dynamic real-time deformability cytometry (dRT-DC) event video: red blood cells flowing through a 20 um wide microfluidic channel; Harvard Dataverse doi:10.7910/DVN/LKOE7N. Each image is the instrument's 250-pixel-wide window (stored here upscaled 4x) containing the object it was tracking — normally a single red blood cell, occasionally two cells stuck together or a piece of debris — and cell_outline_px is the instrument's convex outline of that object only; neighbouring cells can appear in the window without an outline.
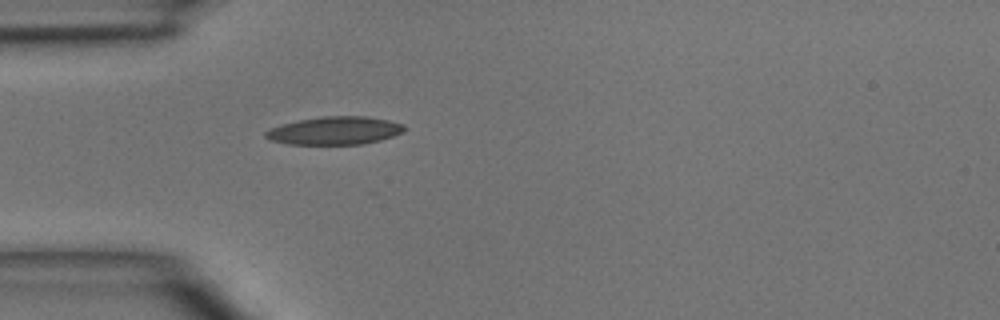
{"species": "common noctule bat (a hibernating species)", "species_latin": "Nyctalus noctula", "temperature_condition": "room temperature", "stored_images_in_passage": 24, "camera_frame_rate_fps": 3000, "um_per_image_px": 0.085, "animal": {"sex": "male", "body_mass_g": 15.6}, "frame": {"image": 1, "passage_image": 1, "time_ms": 0.0, "image_size_px": [1000, 320], "cell_outline_px": [[408, 128], [404, 132], [380, 140], [364, 144], [288, 144], [272, 140], [264, 136], [264, 132], [268, 128], [300, 120], [324, 116], [364, 116], [388, 120], [404, 124]], "centroid_in_image_um": [28.49, 11.1], "position_along_channel_um": 56.5, "area_um2": 22.6}}
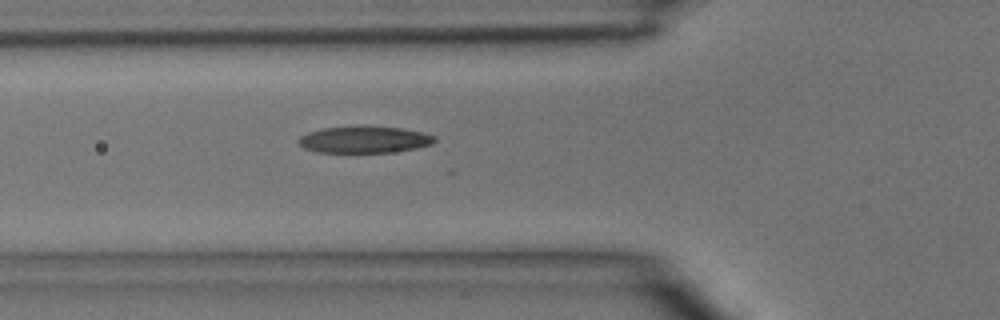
{"frame": {"image": 2, "passage_image": 4, "time_ms": 1.0, "image_size_px": [1000, 320], "cell_outline_px": [[436, 140], [432, 144], [416, 148], [392, 152], [316, 152], [304, 148], [296, 140], [300, 136], [308, 132], [324, 128], [404, 128], [436, 136]], "centroid_in_image_um": [30.96, 11.9], "position_along_channel_um": 94.8, "area_um2": 20.52}}
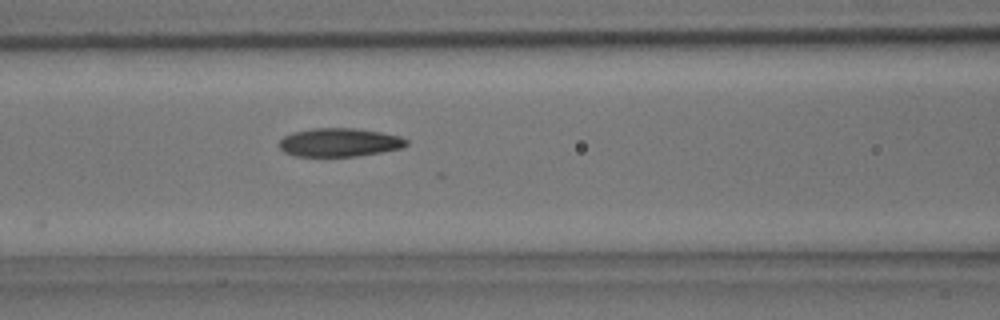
{"frame": {"image": 3, "passage_image": 7, "time_ms": 2.0, "image_size_px": [1000, 320], "cell_outline_px": [[408, 144], [404, 148], [356, 156], [296, 156], [284, 152], [280, 148], [280, 140], [284, 136], [292, 132], [312, 128], [356, 128], [380, 132], [400, 136], [408, 140]], "centroid_in_image_um": [28.87, 12.1], "position_along_channel_um": 137.7, "area_um2": 21.15}}